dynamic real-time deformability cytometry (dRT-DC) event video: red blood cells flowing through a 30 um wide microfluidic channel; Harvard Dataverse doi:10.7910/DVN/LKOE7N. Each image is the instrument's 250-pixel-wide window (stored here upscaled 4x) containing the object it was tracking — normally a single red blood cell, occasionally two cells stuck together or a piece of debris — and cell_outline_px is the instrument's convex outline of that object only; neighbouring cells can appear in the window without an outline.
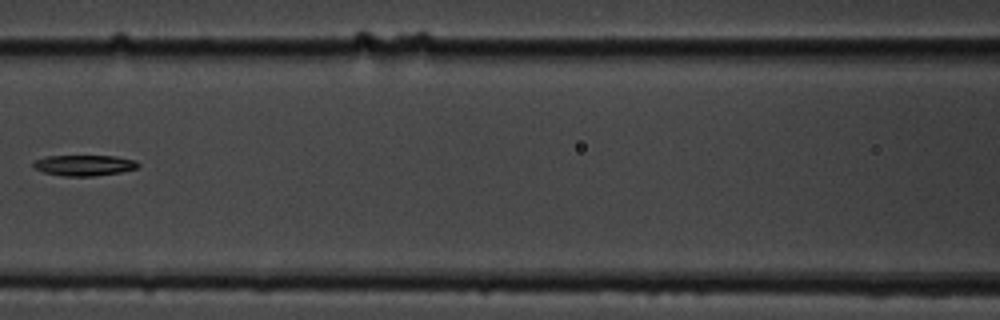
{"species": "common noctule bat (a hibernating species)", "species_latin": "Nyctalus noctula", "temperature_condition": "cold", "stored_images_in_passage": 9, "camera_frame_rate_fps": 3000, "um_per_image_px": 0.085, "animal": {"sex": "male", "body_mass_g": 19.5, "forearm_length_mm": 54.6}, "frame": {"image": 1, "passage_image": 7, "time_ms": 6.667, "image_size_px": [1000, 320], "cell_outline_px": [[140, 164], [136, 168], [120, 172], [92, 176], [64, 176], [44, 172], [36, 168], [32, 164], [36, 160], [48, 156], [116, 156], [136, 160]], "centroid_in_image_um": [7.19, 14.04], "position_along_channel_um": 159.4, "area_um2": 12.48}}
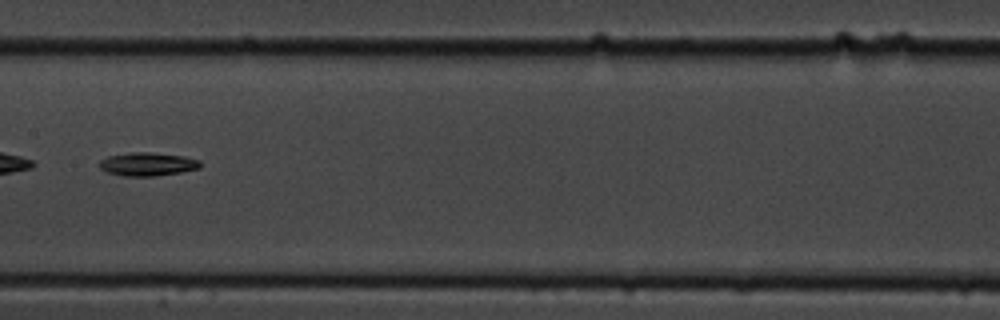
{"frame": {"image": 2, "passage_image": 8, "time_ms": 7.667, "image_size_px": [1000, 320], "cell_outline_px": [[200, 168], [180, 172], [152, 176], [124, 176], [108, 172], [100, 168], [100, 160], [108, 156], [132, 152], [148, 152], [184, 156], [200, 160]], "centroid_in_image_um": [12.55, 13.95], "position_along_channel_um": 194.9, "area_um2": 13.58}}
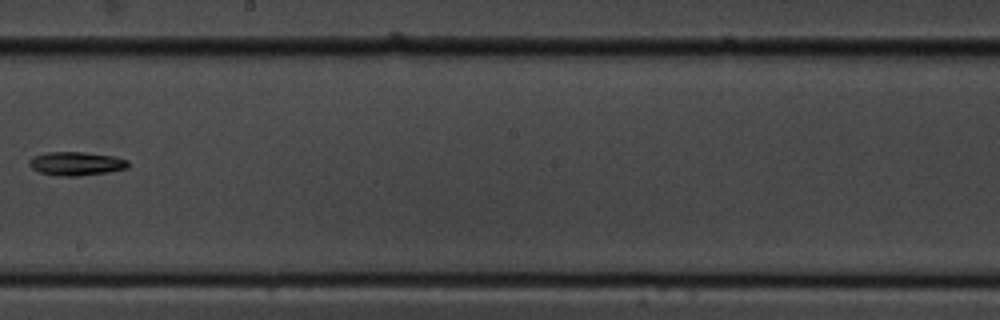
{"frame": {"image": 3, "passage_image": 9, "time_ms": 9.0, "image_size_px": [1000, 320], "cell_outline_px": [[128, 168], [108, 172], [76, 176], [56, 176], [40, 172], [32, 168], [28, 164], [28, 160], [32, 156], [44, 152], [84, 152], [112, 156], [128, 160]], "centroid_in_image_um": [6.43, 13.9], "position_along_channel_um": 241.8, "area_um2": 13.7}}